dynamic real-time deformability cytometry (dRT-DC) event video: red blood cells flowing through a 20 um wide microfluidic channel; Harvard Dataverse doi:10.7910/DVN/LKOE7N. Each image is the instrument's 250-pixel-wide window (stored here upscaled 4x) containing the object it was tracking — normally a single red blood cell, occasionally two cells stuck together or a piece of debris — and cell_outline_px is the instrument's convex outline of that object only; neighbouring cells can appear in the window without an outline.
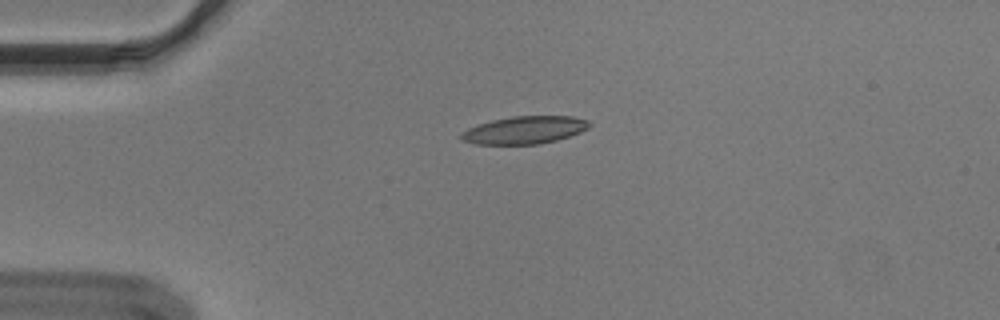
{"species": "Egyptian fruit bat (a non-hibernating species)", "species_latin": "Rousettus aegyptiacus", "temperature_condition": "cold", "stored_images_in_passage": 43, "camera_frame_rate_fps": 3000, "um_per_image_px": 0.085, "animal": {"sex": "male"}, "frame": {"image": 1, "passage_image": 1, "time_ms": 0.0, "image_size_px": [1000, 320], "cell_outline_px": [[592, 124], [588, 128], [580, 132], [556, 140], [540, 144], [476, 144], [460, 140], [460, 132], [476, 124], [492, 120], [512, 116], [572, 116], [588, 120]], "centroid_in_image_um": [44.55, 11.05], "position_along_channel_um": 40.4, "area_um2": 20.75}}
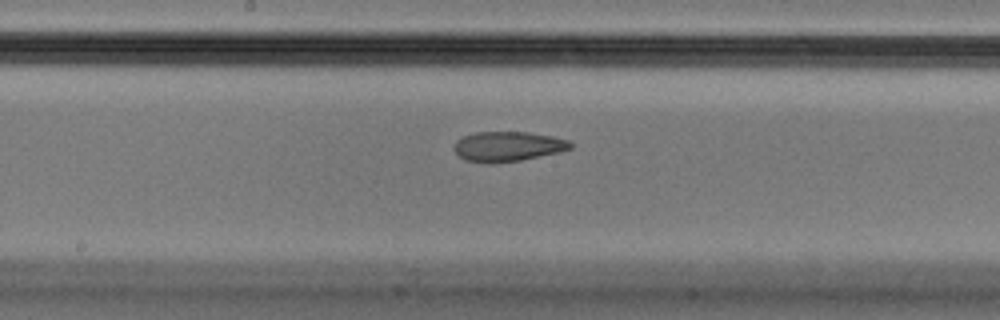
{"frame": {"image": 2, "passage_image": 17, "time_ms": 5.333, "image_size_px": [1000, 320], "cell_outline_px": [[572, 148], [560, 152], [520, 160], [492, 164], [488, 164], [464, 160], [452, 148], [456, 140], [464, 136], [476, 132], [528, 132], [552, 136], [568, 140], [572, 144]], "centroid_in_image_um": [43.14, 12.45], "position_along_channel_um": 205.1, "area_um2": 20.4}}
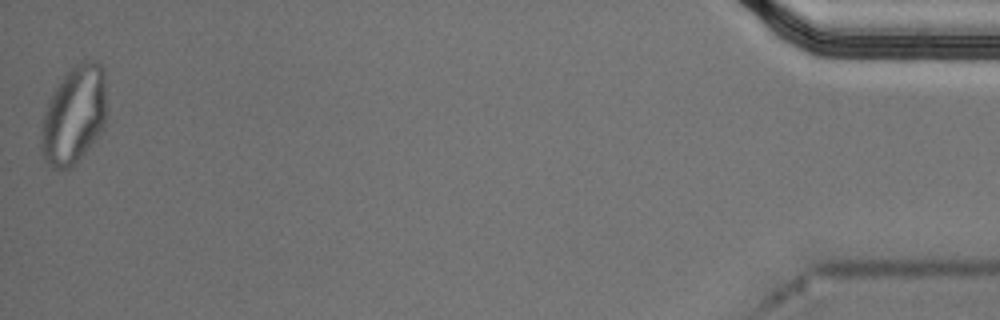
{"frame": {"image": 3, "passage_image": 43, "time_ms": 14.0, "image_size_px": [1000, 320], "cell_outline_px": [[104, 124], [96, 136], [76, 164], [72, 168], [64, 172], [52, 168], [44, 160], [40, 148], [40, 140], [44, 112], [48, 100], [52, 92], [60, 80], [76, 64], [84, 60], [96, 60], [104, 68]], "centroid_in_image_um": [6.23, 9.82], "position_along_channel_um": 429.0, "area_um2": 37.22}, "authors_computed_cell_mechanics": {"area_um2": 21.5594, "velocity_mm_per_s": 3.6104, "shape_relaxation_time_tau1_ms": null, "shape_relaxation_time_tau2_ms": 2.3209, "deformation_change_tau1": null, "deformation_change_tau2": 0.0907}}